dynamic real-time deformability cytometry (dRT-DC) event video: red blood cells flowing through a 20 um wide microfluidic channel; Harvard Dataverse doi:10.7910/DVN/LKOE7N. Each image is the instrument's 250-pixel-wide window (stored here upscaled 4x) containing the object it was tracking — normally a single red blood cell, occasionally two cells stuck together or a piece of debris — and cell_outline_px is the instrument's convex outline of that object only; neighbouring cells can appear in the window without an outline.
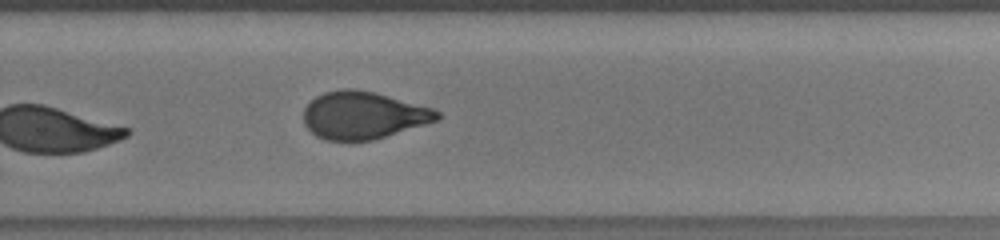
{"species": "human", "species_latin": "Homo sapiens", "temperature_condition": "room temperature", "stored_images_in_passage": 18, "camera_frame_rate_fps": 3000, "um_per_image_px": 0.085, "donor": {"sex": "male"}, "frame": {"image": 1, "passage_image": 18, "time_ms": 5.667, "image_size_px": [1000, 240], "cell_outline_px": [[444, 116], [436, 120], [424, 124], [372, 140], [324, 140], [316, 136], [304, 124], [304, 108], [316, 96], [324, 92], [340, 88], [356, 88], [376, 92], [432, 108], [440, 112]], "centroid_in_image_um": [30.86, 9.77], "position_along_channel_um": 298.9, "area_um2": 36.82}}